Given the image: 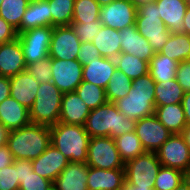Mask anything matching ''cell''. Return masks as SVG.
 <instances>
[{
    "mask_svg": "<svg viewBox=\"0 0 190 190\" xmlns=\"http://www.w3.org/2000/svg\"><path fill=\"white\" fill-rule=\"evenodd\" d=\"M114 141L124 164L146 152L135 131L120 135Z\"/></svg>",
    "mask_w": 190,
    "mask_h": 190,
    "instance_id": "cell-31",
    "label": "cell"
},
{
    "mask_svg": "<svg viewBox=\"0 0 190 190\" xmlns=\"http://www.w3.org/2000/svg\"><path fill=\"white\" fill-rule=\"evenodd\" d=\"M124 1L133 3L134 5H136L138 7L139 5H141L143 3H148V2L155 1V0H124Z\"/></svg>",
    "mask_w": 190,
    "mask_h": 190,
    "instance_id": "cell-54",
    "label": "cell"
},
{
    "mask_svg": "<svg viewBox=\"0 0 190 190\" xmlns=\"http://www.w3.org/2000/svg\"><path fill=\"white\" fill-rule=\"evenodd\" d=\"M26 67L18 38L12 42L0 44V76L10 78L25 71Z\"/></svg>",
    "mask_w": 190,
    "mask_h": 190,
    "instance_id": "cell-18",
    "label": "cell"
},
{
    "mask_svg": "<svg viewBox=\"0 0 190 190\" xmlns=\"http://www.w3.org/2000/svg\"><path fill=\"white\" fill-rule=\"evenodd\" d=\"M48 190H58L54 185H52L51 187H49Z\"/></svg>",
    "mask_w": 190,
    "mask_h": 190,
    "instance_id": "cell-58",
    "label": "cell"
},
{
    "mask_svg": "<svg viewBox=\"0 0 190 190\" xmlns=\"http://www.w3.org/2000/svg\"><path fill=\"white\" fill-rule=\"evenodd\" d=\"M98 57H101V55L92 42L81 43L77 54V60L82 64V66L87 65L88 62Z\"/></svg>",
    "mask_w": 190,
    "mask_h": 190,
    "instance_id": "cell-43",
    "label": "cell"
},
{
    "mask_svg": "<svg viewBox=\"0 0 190 190\" xmlns=\"http://www.w3.org/2000/svg\"><path fill=\"white\" fill-rule=\"evenodd\" d=\"M90 111L75 91L63 93L59 122L84 126Z\"/></svg>",
    "mask_w": 190,
    "mask_h": 190,
    "instance_id": "cell-20",
    "label": "cell"
},
{
    "mask_svg": "<svg viewBox=\"0 0 190 190\" xmlns=\"http://www.w3.org/2000/svg\"><path fill=\"white\" fill-rule=\"evenodd\" d=\"M155 84L149 73L132 81L128 94L114 102L119 112L127 118L140 120L154 114Z\"/></svg>",
    "mask_w": 190,
    "mask_h": 190,
    "instance_id": "cell-3",
    "label": "cell"
},
{
    "mask_svg": "<svg viewBox=\"0 0 190 190\" xmlns=\"http://www.w3.org/2000/svg\"><path fill=\"white\" fill-rule=\"evenodd\" d=\"M101 6L95 0H75L72 23L98 21Z\"/></svg>",
    "mask_w": 190,
    "mask_h": 190,
    "instance_id": "cell-37",
    "label": "cell"
},
{
    "mask_svg": "<svg viewBox=\"0 0 190 190\" xmlns=\"http://www.w3.org/2000/svg\"><path fill=\"white\" fill-rule=\"evenodd\" d=\"M125 185V168L105 170L89 167L88 169V190H120Z\"/></svg>",
    "mask_w": 190,
    "mask_h": 190,
    "instance_id": "cell-17",
    "label": "cell"
},
{
    "mask_svg": "<svg viewBox=\"0 0 190 190\" xmlns=\"http://www.w3.org/2000/svg\"><path fill=\"white\" fill-rule=\"evenodd\" d=\"M115 62L117 70L125 73L131 80L144 76L149 71V63L132 54L121 52Z\"/></svg>",
    "mask_w": 190,
    "mask_h": 190,
    "instance_id": "cell-32",
    "label": "cell"
},
{
    "mask_svg": "<svg viewBox=\"0 0 190 190\" xmlns=\"http://www.w3.org/2000/svg\"><path fill=\"white\" fill-rule=\"evenodd\" d=\"M135 133L146 152H156L173 134L154 114L137 120Z\"/></svg>",
    "mask_w": 190,
    "mask_h": 190,
    "instance_id": "cell-12",
    "label": "cell"
},
{
    "mask_svg": "<svg viewBox=\"0 0 190 190\" xmlns=\"http://www.w3.org/2000/svg\"><path fill=\"white\" fill-rule=\"evenodd\" d=\"M52 82L62 93L74 92L82 80L83 66L77 60L52 58Z\"/></svg>",
    "mask_w": 190,
    "mask_h": 190,
    "instance_id": "cell-14",
    "label": "cell"
},
{
    "mask_svg": "<svg viewBox=\"0 0 190 190\" xmlns=\"http://www.w3.org/2000/svg\"><path fill=\"white\" fill-rule=\"evenodd\" d=\"M52 58L49 56L39 60L35 63L29 64L26 70L33 76L39 83H48L52 81Z\"/></svg>",
    "mask_w": 190,
    "mask_h": 190,
    "instance_id": "cell-39",
    "label": "cell"
},
{
    "mask_svg": "<svg viewBox=\"0 0 190 190\" xmlns=\"http://www.w3.org/2000/svg\"><path fill=\"white\" fill-rule=\"evenodd\" d=\"M50 134L51 144L70 162L87 161L90 136L83 125L58 122L50 127Z\"/></svg>",
    "mask_w": 190,
    "mask_h": 190,
    "instance_id": "cell-4",
    "label": "cell"
},
{
    "mask_svg": "<svg viewBox=\"0 0 190 190\" xmlns=\"http://www.w3.org/2000/svg\"><path fill=\"white\" fill-rule=\"evenodd\" d=\"M10 97L9 77L0 76V103Z\"/></svg>",
    "mask_w": 190,
    "mask_h": 190,
    "instance_id": "cell-48",
    "label": "cell"
},
{
    "mask_svg": "<svg viewBox=\"0 0 190 190\" xmlns=\"http://www.w3.org/2000/svg\"><path fill=\"white\" fill-rule=\"evenodd\" d=\"M120 190H142V189H130L127 185H125L122 189ZM147 190H154V189H147Z\"/></svg>",
    "mask_w": 190,
    "mask_h": 190,
    "instance_id": "cell-57",
    "label": "cell"
},
{
    "mask_svg": "<svg viewBox=\"0 0 190 190\" xmlns=\"http://www.w3.org/2000/svg\"><path fill=\"white\" fill-rule=\"evenodd\" d=\"M154 115L173 134H181L187 125L181 103L155 107Z\"/></svg>",
    "mask_w": 190,
    "mask_h": 190,
    "instance_id": "cell-27",
    "label": "cell"
},
{
    "mask_svg": "<svg viewBox=\"0 0 190 190\" xmlns=\"http://www.w3.org/2000/svg\"><path fill=\"white\" fill-rule=\"evenodd\" d=\"M188 5H190V0H185Z\"/></svg>",
    "mask_w": 190,
    "mask_h": 190,
    "instance_id": "cell-59",
    "label": "cell"
},
{
    "mask_svg": "<svg viewBox=\"0 0 190 190\" xmlns=\"http://www.w3.org/2000/svg\"><path fill=\"white\" fill-rule=\"evenodd\" d=\"M181 32L190 36V5H188L185 16L183 18Z\"/></svg>",
    "mask_w": 190,
    "mask_h": 190,
    "instance_id": "cell-50",
    "label": "cell"
},
{
    "mask_svg": "<svg viewBox=\"0 0 190 190\" xmlns=\"http://www.w3.org/2000/svg\"><path fill=\"white\" fill-rule=\"evenodd\" d=\"M119 30L102 26L97 30L92 43L98 49L101 57L115 59L121 53Z\"/></svg>",
    "mask_w": 190,
    "mask_h": 190,
    "instance_id": "cell-26",
    "label": "cell"
},
{
    "mask_svg": "<svg viewBox=\"0 0 190 190\" xmlns=\"http://www.w3.org/2000/svg\"><path fill=\"white\" fill-rule=\"evenodd\" d=\"M9 131L0 122V147L7 144V136Z\"/></svg>",
    "mask_w": 190,
    "mask_h": 190,
    "instance_id": "cell-51",
    "label": "cell"
},
{
    "mask_svg": "<svg viewBox=\"0 0 190 190\" xmlns=\"http://www.w3.org/2000/svg\"><path fill=\"white\" fill-rule=\"evenodd\" d=\"M137 6L124 0H115L100 9L99 20L103 26L116 30L135 25Z\"/></svg>",
    "mask_w": 190,
    "mask_h": 190,
    "instance_id": "cell-13",
    "label": "cell"
},
{
    "mask_svg": "<svg viewBox=\"0 0 190 190\" xmlns=\"http://www.w3.org/2000/svg\"><path fill=\"white\" fill-rule=\"evenodd\" d=\"M86 163L89 167L105 170L124 168V162L121 160L115 141L111 137L90 138Z\"/></svg>",
    "mask_w": 190,
    "mask_h": 190,
    "instance_id": "cell-8",
    "label": "cell"
},
{
    "mask_svg": "<svg viewBox=\"0 0 190 190\" xmlns=\"http://www.w3.org/2000/svg\"><path fill=\"white\" fill-rule=\"evenodd\" d=\"M52 26H70L75 0H48Z\"/></svg>",
    "mask_w": 190,
    "mask_h": 190,
    "instance_id": "cell-36",
    "label": "cell"
},
{
    "mask_svg": "<svg viewBox=\"0 0 190 190\" xmlns=\"http://www.w3.org/2000/svg\"><path fill=\"white\" fill-rule=\"evenodd\" d=\"M181 135L184 137V140H185V142L188 145L189 150H190V124H187L185 126V128L182 131Z\"/></svg>",
    "mask_w": 190,
    "mask_h": 190,
    "instance_id": "cell-52",
    "label": "cell"
},
{
    "mask_svg": "<svg viewBox=\"0 0 190 190\" xmlns=\"http://www.w3.org/2000/svg\"><path fill=\"white\" fill-rule=\"evenodd\" d=\"M72 28L74 29L76 36L79 38L81 43L92 42L97 30L100 29L103 25L100 20L91 21L88 23H71Z\"/></svg>",
    "mask_w": 190,
    "mask_h": 190,
    "instance_id": "cell-40",
    "label": "cell"
},
{
    "mask_svg": "<svg viewBox=\"0 0 190 190\" xmlns=\"http://www.w3.org/2000/svg\"><path fill=\"white\" fill-rule=\"evenodd\" d=\"M135 25L138 32L149 41L155 53L162 50L171 35L160 18L155 1L143 3L137 7Z\"/></svg>",
    "mask_w": 190,
    "mask_h": 190,
    "instance_id": "cell-6",
    "label": "cell"
},
{
    "mask_svg": "<svg viewBox=\"0 0 190 190\" xmlns=\"http://www.w3.org/2000/svg\"><path fill=\"white\" fill-rule=\"evenodd\" d=\"M185 92L176 78L155 84V107L181 103Z\"/></svg>",
    "mask_w": 190,
    "mask_h": 190,
    "instance_id": "cell-30",
    "label": "cell"
},
{
    "mask_svg": "<svg viewBox=\"0 0 190 190\" xmlns=\"http://www.w3.org/2000/svg\"><path fill=\"white\" fill-rule=\"evenodd\" d=\"M13 162L14 167L17 169L18 181L20 184L27 174L33 172L32 162L28 159L14 160Z\"/></svg>",
    "mask_w": 190,
    "mask_h": 190,
    "instance_id": "cell-46",
    "label": "cell"
},
{
    "mask_svg": "<svg viewBox=\"0 0 190 190\" xmlns=\"http://www.w3.org/2000/svg\"><path fill=\"white\" fill-rule=\"evenodd\" d=\"M75 92L91 110L108 102L105 89L87 81H82Z\"/></svg>",
    "mask_w": 190,
    "mask_h": 190,
    "instance_id": "cell-35",
    "label": "cell"
},
{
    "mask_svg": "<svg viewBox=\"0 0 190 190\" xmlns=\"http://www.w3.org/2000/svg\"><path fill=\"white\" fill-rule=\"evenodd\" d=\"M132 81L125 73L115 70L105 89L107 101L114 103L124 98L132 87Z\"/></svg>",
    "mask_w": 190,
    "mask_h": 190,
    "instance_id": "cell-34",
    "label": "cell"
},
{
    "mask_svg": "<svg viewBox=\"0 0 190 190\" xmlns=\"http://www.w3.org/2000/svg\"><path fill=\"white\" fill-rule=\"evenodd\" d=\"M101 7L110 4L115 0H95Z\"/></svg>",
    "mask_w": 190,
    "mask_h": 190,
    "instance_id": "cell-55",
    "label": "cell"
},
{
    "mask_svg": "<svg viewBox=\"0 0 190 190\" xmlns=\"http://www.w3.org/2000/svg\"><path fill=\"white\" fill-rule=\"evenodd\" d=\"M182 107L187 124H190V92H186L182 98Z\"/></svg>",
    "mask_w": 190,
    "mask_h": 190,
    "instance_id": "cell-49",
    "label": "cell"
},
{
    "mask_svg": "<svg viewBox=\"0 0 190 190\" xmlns=\"http://www.w3.org/2000/svg\"><path fill=\"white\" fill-rule=\"evenodd\" d=\"M119 32L122 53L132 54L148 63L151 61L155 52L149 41L138 32L136 25L125 27Z\"/></svg>",
    "mask_w": 190,
    "mask_h": 190,
    "instance_id": "cell-16",
    "label": "cell"
},
{
    "mask_svg": "<svg viewBox=\"0 0 190 190\" xmlns=\"http://www.w3.org/2000/svg\"><path fill=\"white\" fill-rule=\"evenodd\" d=\"M81 42L72 26H55L50 41L49 57L61 60L77 59Z\"/></svg>",
    "mask_w": 190,
    "mask_h": 190,
    "instance_id": "cell-11",
    "label": "cell"
},
{
    "mask_svg": "<svg viewBox=\"0 0 190 190\" xmlns=\"http://www.w3.org/2000/svg\"><path fill=\"white\" fill-rule=\"evenodd\" d=\"M178 64L177 61L158 52L155 53L154 57L149 62L148 73L156 83L161 81L166 82L176 78Z\"/></svg>",
    "mask_w": 190,
    "mask_h": 190,
    "instance_id": "cell-29",
    "label": "cell"
},
{
    "mask_svg": "<svg viewBox=\"0 0 190 190\" xmlns=\"http://www.w3.org/2000/svg\"><path fill=\"white\" fill-rule=\"evenodd\" d=\"M50 144V127L36 123L11 130L7 136V146L14 160H35Z\"/></svg>",
    "mask_w": 190,
    "mask_h": 190,
    "instance_id": "cell-1",
    "label": "cell"
},
{
    "mask_svg": "<svg viewBox=\"0 0 190 190\" xmlns=\"http://www.w3.org/2000/svg\"><path fill=\"white\" fill-rule=\"evenodd\" d=\"M52 185V181L39 176L33 171L22 180L19 190H48Z\"/></svg>",
    "mask_w": 190,
    "mask_h": 190,
    "instance_id": "cell-41",
    "label": "cell"
},
{
    "mask_svg": "<svg viewBox=\"0 0 190 190\" xmlns=\"http://www.w3.org/2000/svg\"><path fill=\"white\" fill-rule=\"evenodd\" d=\"M155 152H145L124 164L126 185L130 189H154L155 178L161 168Z\"/></svg>",
    "mask_w": 190,
    "mask_h": 190,
    "instance_id": "cell-7",
    "label": "cell"
},
{
    "mask_svg": "<svg viewBox=\"0 0 190 190\" xmlns=\"http://www.w3.org/2000/svg\"><path fill=\"white\" fill-rule=\"evenodd\" d=\"M136 121L119 112L114 103L92 109L84 125L86 132L92 137H111L112 139L135 131Z\"/></svg>",
    "mask_w": 190,
    "mask_h": 190,
    "instance_id": "cell-2",
    "label": "cell"
},
{
    "mask_svg": "<svg viewBox=\"0 0 190 190\" xmlns=\"http://www.w3.org/2000/svg\"><path fill=\"white\" fill-rule=\"evenodd\" d=\"M14 158L7 144L0 147V169L13 164Z\"/></svg>",
    "mask_w": 190,
    "mask_h": 190,
    "instance_id": "cell-47",
    "label": "cell"
},
{
    "mask_svg": "<svg viewBox=\"0 0 190 190\" xmlns=\"http://www.w3.org/2000/svg\"><path fill=\"white\" fill-rule=\"evenodd\" d=\"M63 93L51 81L40 83L33 106L29 109L31 123L53 126L59 122Z\"/></svg>",
    "mask_w": 190,
    "mask_h": 190,
    "instance_id": "cell-5",
    "label": "cell"
},
{
    "mask_svg": "<svg viewBox=\"0 0 190 190\" xmlns=\"http://www.w3.org/2000/svg\"><path fill=\"white\" fill-rule=\"evenodd\" d=\"M52 32L53 26H45L18 33L26 65L49 56Z\"/></svg>",
    "mask_w": 190,
    "mask_h": 190,
    "instance_id": "cell-9",
    "label": "cell"
},
{
    "mask_svg": "<svg viewBox=\"0 0 190 190\" xmlns=\"http://www.w3.org/2000/svg\"><path fill=\"white\" fill-rule=\"evenodd\" d=\"M45 26H52L49 1L31 0L21 21V32Z\"/></svg>",
    "mask_w": 190,
    "mask_h": 190,
    "instance_id": "cell-25",
    "label": "cell"
},
{
    "mask_svg": "<svg viewBox=\"0 0 190 190\" xmlns=\"http://www.w3.org/2000/svg\"><path fill=\"white\" fill-rule=\"evenodd\" d=\"M31 0H2L0 16L21 33V21Z\"/></svg>",
    "mask_w": 190,
    "mask_h": 190,
    "instance_id": "cell-33",
    "label": "cell"
},
{
    "mask_svg": "<svg viewBox=\"0 0 190 190\" xmlns=\"http://www.w3.org/2000/svg\"><path fill=\"white\" fill-rule=\"evenodd\" d=\"M155 153L163 167L184 173L190 167V150L181 134H172Z\"/></svg>",
    "mask_w": 190,
    "mask_h": 190,
    "instance_id": "cell-10",
    "label": "cell"
},
{
    "mask_svg": "<svg viewBox=\"0 0 190 190\" xmlns=\"http://www.w3.org/2000/svg\"><path fill=\"white\" fill-rule=\"evenodd\" d=\"M9 80L10 96L16 99L21 105L30 109L36 99V93L40 83L27 70L10 77Z\"/></svg>",
    "mask_w": 190,
    "mask_h": 190,
    "instance_id": "cell-19",
    "label": "cell"
},
{
    "mask_svg": "<svg viewBox=\"0 0 190 190\" xmlns=\"http://www.w3.org/2000/svg\"><path fill=\"white\" fill-rule=\"evenodd\" d=\"M88 169L86 162H70L54 180L53 185L58 190H88Z\"/></svg>",
    "mask_w": 190,
    "mask_h": 190,
    "instance_id": "cell-21",
    "label": "cell"
},
{
    "mask_svg": "<svg viewBox=\"0 0 190 190\" xmlns=\"http://www.w3.org/2000/svg\"><path fill=\"white\" fill-rule=\"evenodd\" d=\"M160 53L178 63L190 59V36L182 32H172Z\"/></svg>",
    "mask_w": 190,
    "mask_h": 190,
    "instance_id": "cell-28",
    "label": "cell"
},
{
    "mask_svg": "<svg viewBox=\"0 0 190 190\" xmlns=\"http://www.w3.org/2000/svg\"><path fill=\"white\" fill-rule=\"evenodd\" d=\"M176 80L183 88L184 92H190V59L178 64L176 70Z\"/></svg>",
    "mask_w": 190,
    "mask_h": 190,
    "instance_id": "cell-44",
    "label": "cell"
},
{
    "mask_svg": "<svg viewBox=\"0 0 190 190\" xmlns=\"http://www.w3.org/2000/svg\"><path fill=\"white\" fill-rule=\"evenodd\" d=\"M31 162L32 169L35 173L52 182H54L61 171L70 163L69 159L52 144Z\"/></svg>",
    "mask_w": 190,
    "mask_h": 190,
    "instance_id": "cell-15",
    "label": "cell"
},
{
    "mask_svg": "<svg viewBox=\"0 0 190 190\" xmlns=\"http://www.w3.org/2000/svg\"><path fill=\"white\" fill-rule=\"evenodd\" d=\"M0 122L8 131L25 127L31 123L29 109L10 96L0 103Z\"/></svg>",
    "mask_w": 190,
    "mask_h": 190,
    "instance_id": "cell-22",
    "label": "cell"
},
{
    "mask_svg": "<svg viewBox=\"0 0 190 190\" xmlns=\"http://www.w3.org/2000/svg\"><path fill=\"white\" fill-rule=\"evenodd\" d=\"M183 180H185L183 171L161 166L155 178L154 190H174Z\"/></svg>",
    "mask_w": 190,
    "mask_h": 190,
    "instance_id": "cell-38",
    "label": "cell"
},
{
    "mask_svg": "<svg viewBox=\"0 0 190 190\" xmlns=\"http://www.w3.org/2000/svg\"><path fill=\"white\" fill-rule=\"evenodd\" d=\"M174 190H190V185L186 180H183L182 183Z\"/></svg>",
    "mask_w": 190,
    "mask_h": 190,
    "instance_id": "cell-53",
    "label": "cell"
},
{
    "mask_svg": "<svg viewBox=\"0 0 190 190\" xmlns=\"http://www.w3.org/2000/svg\"><path fill=\"white\" fill-rule=\"evenodd\" d=\"M163 23L172 32H181L188 4L185 0H155Z\"/></svg>",
    "mask_w": 190,
    "mask_h": 190,
    "instance_id": "cell-24",
    "label": "cell"
},
{
    "mask_svg": "<svg viewBox=\"0 0 190 190\" xmlns=\"http://www.w3.org/2000/svg\"><path fill=\"white\" fill-rule=\"evenodd\" d=\"M17 38V29L0 16V44L12 42Z\"/></svg>",
    "mask_w": 190,
    "mask_h": 190,
    "instance_id": "cell-45",
    "label": "cell"
},
{
    "mask_svg": "<svg viewBox=\"0 0 190 190\" xmlns=\"http://www.w3.org/2000/svg\"><path fill=\"white\" fill-rule=\"evenodd\" d=\"M17 169L13 164L0 169V190H19Z\"/></svg>",
    "mask_w": 190,
    "mask_h": 190,
    "instance_id": "cell-42",
    "label": "cell"
},
{
    "mask_svg": "<svg viewBox=\"0 0 190 190\" xmlns=\"http://www.w3.org/2000/svg\"><path fill=\"white\" fill-rule=\"evenodd\" d=\"M185 180L189 183L190 185V167L189 169L185 172Z\"/></svg>",
    "mask_w": 190,
    "mask_h": 190,
    "instance_id": "cell-56",
    "label": "cell"
},
{
    "mask_svg": "<svg viewBox=\"0 0 190 190\" xmlns=\"http://www.w3.org/2000/svg\"><path fill=\"white\" fill-rule=\"evenodd\" d=\"M115 70H117L115 59L98 57L83 66L82 80L106 89Z\"/></svg>",
    "mask_w": 190,
    "mask_h": 190,
    "instance_id": "cell-23",
    "label": "cell"
}]
</instances>
